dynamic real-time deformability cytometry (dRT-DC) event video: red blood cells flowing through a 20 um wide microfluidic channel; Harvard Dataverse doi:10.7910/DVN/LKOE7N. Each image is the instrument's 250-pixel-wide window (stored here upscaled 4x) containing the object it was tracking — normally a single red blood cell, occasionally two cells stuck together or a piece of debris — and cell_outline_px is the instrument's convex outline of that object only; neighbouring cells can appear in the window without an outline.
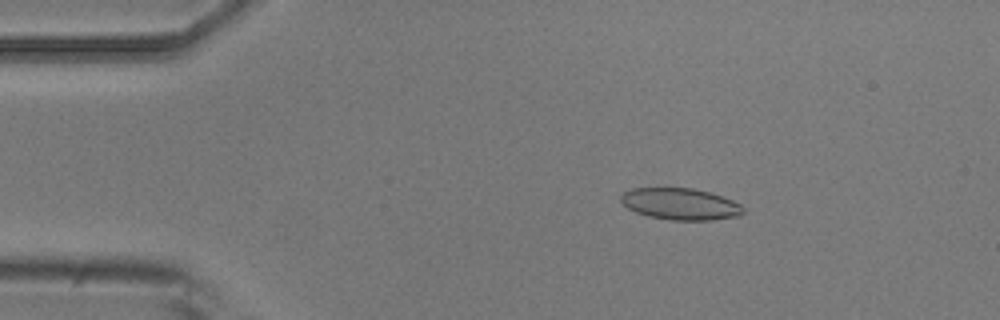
{"species": "common noctule bat (a hibernating species)", "species_latin": "Nyctalus noctula", "temperature_condition": "room temperature", "stored_images_in_passage": 49, "camera_frame_rate_fps": 3000, "um_per_image_px": 0.085, "animal": {"sex": "male", "body_mass_g": 20.5, "forearm_length_mm": 52.5}, "frame": {"image": 1, "passage_image": 4, "time_ms": 1.0, "image_size_px": [1000, 320], "cell_outline_px": [[744, 212], [740, 216], [712, 220], [668, 220], [636, 212], [628, 208], [620, 200], [620, 196], [624, 192], [632, 188], [692, 188], [708, 192], [732, 200], [740, 204], [744, 208]], "centroid_in_image_um": [57.84, 17.34], "position_along_channel_um": 27.2, "area_um2": 22.43}}
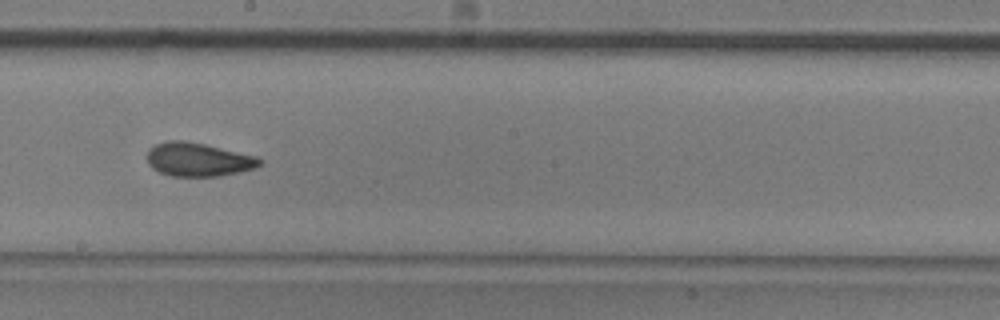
{"frame": {"image": 2, "passage_image": 25, "time_ms": 8.0, "image_size_px": [1000, 320], "cell_outline_px": [[264, 164], [256, 168], [240, 172], [220, 176], [172, 176], [160, 172], [152, 168], [148, 164], [148, 148], [156, 144], [168, 140], [184, 140], [204, 144], [256, 156], [264, 160]], "centroid_in_image_um": [16.88, 13.56], "position_along_channel_um": 231.3, "area_um2": 22.2}}
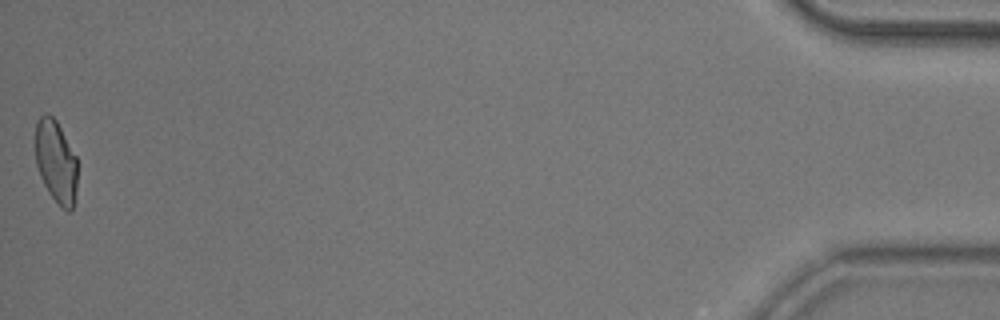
{"frame": {"image": 3, "passage_image": 49, "time_ms": 16.0, "image_size_px": [1000, 320], "cell_outline_px": [[76, 192], [72, 208], [68, 212], [60, 208], [48, 192], [40, 176], [36, 164], [36, 120], [44, 112], [48, 112], [56, 120], [76, 156]], "centroid_in_image_um": [4.74, 13.74], "position_along_channel_um": 430.5, "area_um2": 20.29}, "authors_computed_cell_mechanics": {"area_um2": 21.9062, "velocity_mm_per_s": 3.7197, "shape_relaxation_time_tau1_ms": null, "shape_relaxation_time_tau2_ms": 1.6239, "deformation_change_tau1": null, "deformation_change_tau2": 0.0634}}